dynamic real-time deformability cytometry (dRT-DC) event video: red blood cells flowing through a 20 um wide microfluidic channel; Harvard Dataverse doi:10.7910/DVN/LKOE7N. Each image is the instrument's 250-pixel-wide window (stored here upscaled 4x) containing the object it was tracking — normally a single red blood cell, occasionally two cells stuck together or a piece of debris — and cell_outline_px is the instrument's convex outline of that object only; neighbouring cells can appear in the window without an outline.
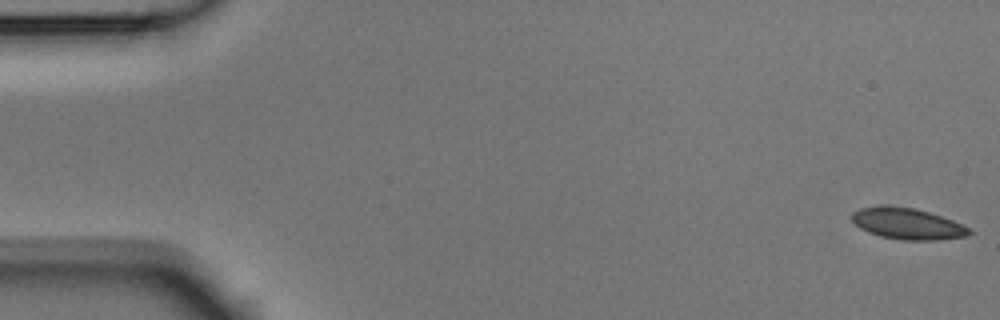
{"species": "Egyptian fruit bat (a non-hibernating species)", "species_latin": "Rousettus aegyptiacus", "temperature_condition": "room temperature", "stored_images_in_passage": 53, "camera_frame_rate_fps": 3000, "um_per_image_px": 0.085, "animal": {"sex": "male"}, "frame": {"image": 1, "passage_image": 1, "time_ms": 0.0, "image_size_px": [1000, 320], "cell_outline_px": [[972, 232], [968, 236], [940, 240], [904, 240], [880, 236], [868, 232], [860, 228], [852, 220], [852, 212], [860, 208], [912, 208], [928, 212], [952, 220], [968, 228]], "centroid_in_image_um": [77.17, 19.06], "position_along_channel_um": 7.8, "area_um2": 20.58}}
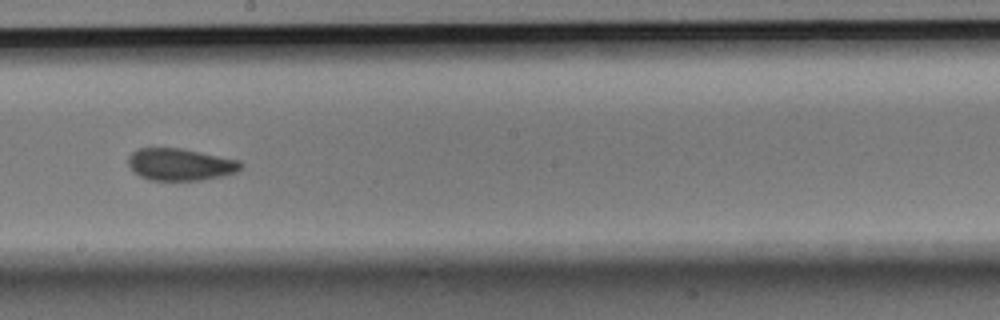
{"frame": {"image": 2, "passage_image": 30, "time_ms": 9.667, "image_size_px": [1000, 320], "cell_outline_px": [[244, 164], [236, 172], [224, 176], [200, 180], [148, 180], [140, 176], [128, 164], [128, 156], [136, 148], [180, 148], [240, 160]], "centroid_in_image_um": [15.33, 13.97], "position_along_channel_um": 232.9, "area_um2": 21.04}}
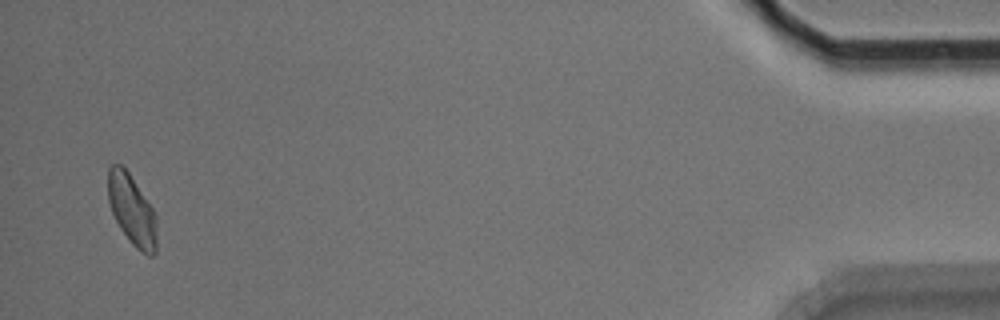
{"frame": {"image": 3, "passage_image": 52, "time_ms": 17.0, "image_size_px": [1000, 320], "cell_outline_px": [[156, 252], [152, 256], [148, 256], [136, 248], [132, 244], [120, 228], [112, 212], [108, 200], [108, 168], [112, 164], [120, 164], [128, 172], [152, 208], [156, 216]], "centroid_in_image_um": [11.21, 17.87], "position_along_channel_um": 424.0, "area_um2": 19.77}, "authors_computed_cell_mechanics": {"area_um2": 21.1548, "velocity_mm_per_s": 3.7453, "shape_relaxation_time_tau1_ms": 3.9064, "shape_relaxation_time_tau2_ms": 1.9168, "deformation_change_tau1": 0.1033, "deformation_change_tau2": 0.0562}}